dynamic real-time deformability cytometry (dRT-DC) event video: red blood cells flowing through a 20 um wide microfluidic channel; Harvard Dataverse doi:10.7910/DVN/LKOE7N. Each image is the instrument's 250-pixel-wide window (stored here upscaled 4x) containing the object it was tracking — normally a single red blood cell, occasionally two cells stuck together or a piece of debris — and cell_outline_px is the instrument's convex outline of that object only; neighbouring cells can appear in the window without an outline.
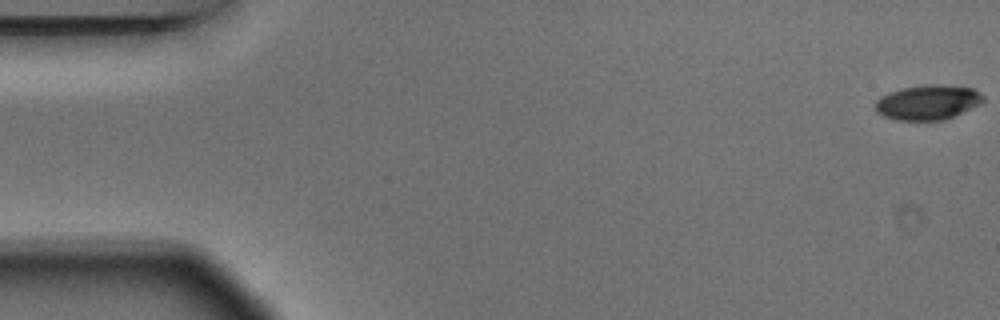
{"species": "Egyptian fruit bat (a non-hibernating species)", "species_latin": "Rousettus aegyptiacus", "temperature_condition": "warm", "stored_images_in_passage": 5, "camera_frame_rate_fps": 3000, "um_per_image_px": 0.085, "animal": {"sex": "male"}, "frame": {"image": 1, "passage_image": 1, "time_ms": 0.0, "image_size_px": [1000, 320], "cell_outline_px": [[984, 100], [980, 104], [944, 120], [896, 120], [884, 116], [876, 112], [876, 100], [880, 96], [888, 92], [904, 88], [928, 84], [944, 84], [972, 88], [980, 92], [984, 96]], "centroid_in_image_um": [78.87, 8.69], "position_along_channel_um": 6.1, "area_um2": 21.91}}
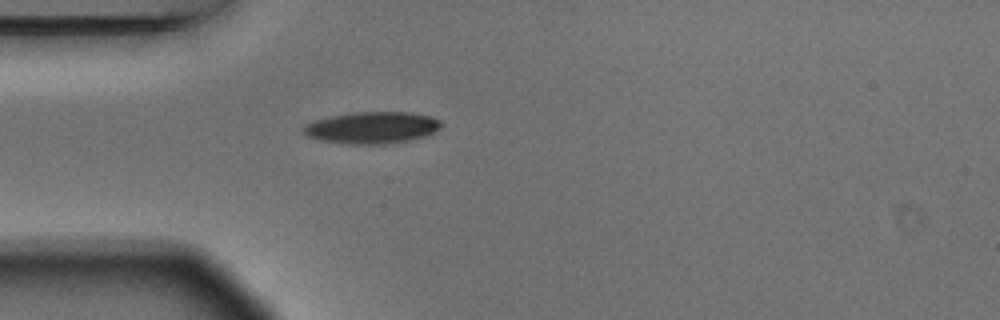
{"frame": {"image": 2, "passage_image": 5, "time_ms": 1.333, "image_size_px": [1000, 320], "cell_outline_px": [[444, 124], [436, 132], [412, 140], [392, 144], [348, 144], [324, 140], [308, 136], [304, 132], [304, 124], [316, 120], [332, 116], [352, 112], [412, 112], [432, 116], [440, 120]], "centroid_in_image_um": [31.72, 10.85], "position_along_channel_um": 53.3, "area_um2": 25.66}}